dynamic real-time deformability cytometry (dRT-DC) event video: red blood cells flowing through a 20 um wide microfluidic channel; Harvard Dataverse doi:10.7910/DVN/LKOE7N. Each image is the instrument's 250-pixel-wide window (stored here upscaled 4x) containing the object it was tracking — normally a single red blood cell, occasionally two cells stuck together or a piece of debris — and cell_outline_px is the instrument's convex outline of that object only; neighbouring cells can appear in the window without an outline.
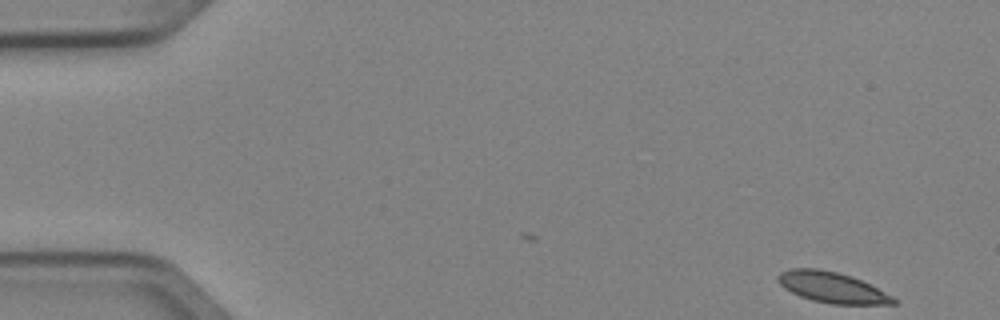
{"species": "Egyptian fruit bat (a non-hibernating species)", "species_latin": "Rousettus aegyptiacus", "temperature_condition": "cold", "stored_images_in_passage": 4, "camera_frame_rate_fps": 3000, "um_per_image_px": 0.085, "animal": {"sex": "female"}, "frame": {"image": 1, "passage_image": 1, "time_ms": 0.0, "image_size_px": [1000, 320], "cell_outline_px": [[900, 300], [896, 304], [832, 304], [812, 300], [800, 296], [784, 288], [776, 280], [776, 276], [780, 272], [788, 268], [816, 268], [836, 272], [852, 276]], "centroid_in_image_um": [70.69, 24.42], "position_along_channel_um": 14.3, "area_um2": 20.63}}
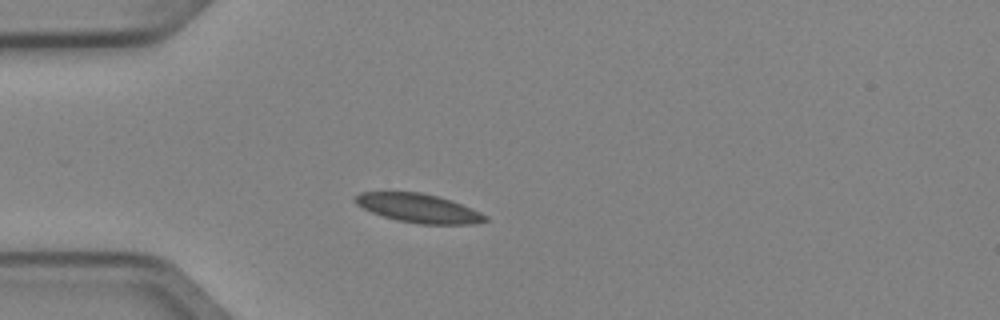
{"frame": {"image": 2, "passage_image": 4, "time_ms": 1.0, "image_size_px": [1000, 320], "cell_outline_px": [[488, 220], [476, 224], [420, 224], [396, 220], [372, 212], [356, 204], [352, 200], [360, 192], [420, 192], [436, 196], [460, 204], [480, 212], [488, 216]], "centroid_in_image_um": [35.57, 17.7], "position_along_channel_um": 49.4, "area_um2": 21.62}}